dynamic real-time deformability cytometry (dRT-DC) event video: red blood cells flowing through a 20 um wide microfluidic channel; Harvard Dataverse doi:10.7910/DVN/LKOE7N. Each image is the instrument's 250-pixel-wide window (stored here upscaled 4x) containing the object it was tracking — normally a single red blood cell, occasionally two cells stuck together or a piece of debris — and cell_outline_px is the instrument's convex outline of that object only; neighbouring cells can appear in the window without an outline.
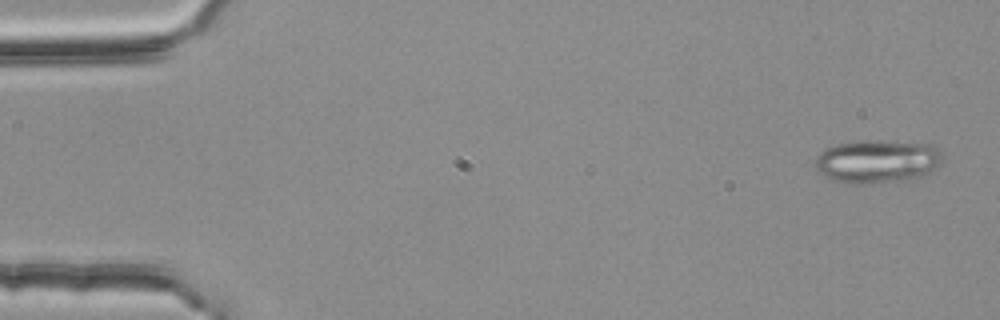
{"species": "common noctule bat (a hibernating species)", "species_latin": "Nyctalus noctula", "temperature_condition": "room temperature", "stored_images_in_passage": 4, "camera_frame_rate_fps": 3000, "um_per_image_px": 0.085, "animal": {"sex": "female", "body_mass_g": 25.1}, "frame": {"image": 1, "passage_image": 1, "time_ms": 0.0, "image_size_px": [1000, 320], "cell_outline_px": [[944, 156], [924, 176], [916, 180], [868, 184], [848, 184], [832, 180], [816, 172], [816, 160], [820, 152], [836, 144], [860, 140], [872, 140], [932, 144]], "centroid_in_image_um": [74.54, 13.74], "position_along_channel_um": 10.5, "area_um2": 32.43}}